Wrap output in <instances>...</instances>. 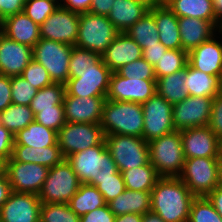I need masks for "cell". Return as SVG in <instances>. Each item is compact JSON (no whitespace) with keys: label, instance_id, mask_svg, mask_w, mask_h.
Here are the masks:
<instances>
[{"label":"cell","instance_id":"1","mask_svg":"<svg viewBox=\"0 0 222 222\" xmlns=\"http://www.w3.org/2000/svg\"><path fill=\"white\" fill-rule=\"evenodd\" d=\"M194 198L179 177H160L151 190V212L165 222H188Z\"/></svg>","mask_w":222,"mask_h":222},{"label":"cell","instance_id":"2","mask_svg":"<svg viewBox=\"0 0 222 222\" xmlns=\"http://www.w3.org/2000/svg\"><path fill=\"white\" fill-rule=\"evenodd\" d=\"M67 161L81 184L97 186L101 180L114 178L119 170L106 145H96L68 156Z\"/></svg>","mask_w":222,"mask_h":222},{"label":"cell","instance_id":"3","mask_svg":"<svg viewBox=\"0 0 222 222\" xmlns=\"http://www.w3.org/2000/svg\"><path fill=\"white\" fill-rule=\"evenodd\" d=\"M100 126L106 135L120 134L143 138L142 104L106 99Z\"/></svg>","mask_w":222,"mask_h":222},{"label":"cell","instance_id":"4","mask_svg":"<svg viewBox=\"0 0 222 222\" xmlns=\"http://www.w3.org/2000/svg\"><path fill=\"white\" fill-rule=\"evenodd\" d=\"M149 162L159 177H180L185 162L181 132L171 133L148 142Z\"/></svg>","mask_w":222,"mask_h":222},{"label":"cell","instance_id":"5","mask_svg":"<svg viewBox=\"0 0 222 222\" xmlns=\"http://www.w3.org/2000/svg\"><path fill=\"white\" fill-rule=\"evenodd\" d=\"M119 33L107 16L81 13L75 46L102 55Z\"/></svg>","mask_w":222,"mask_h":222},{"label":"cell","instance_id":"6","mask_svg":"<svg viewBox=\"0 0 222 222\" xmlns=\"http://www.w3.org/2000/svg\"><path fill=\"white\" fill-rule=\"evenodd\" d=\"M105 144L120 172L149 162L148 142L142 137L108 134Z\"/></svg>","mask_w":222,"mask_h":222},{"label":"cell","instance_id":"7","mask_svg":"<svg viewBox=\"0 0 222 222\" xmlns=\"http://www.w3.org/2000/svg\"><path fill=\"white\" fill-rule=\"evenodd\" d=\"M78 176L71 164L64 159L49 168L47 178L42 185L38 197L44 203H68L80 186Z\"/></svg>","mask_w":222,"mask_h":222},{"label":"cell","instance_id":"8","mask_svg":"<svg viewBox=\"0 0 222 222\" xmlns=\"http://www.w3.org/2000/svg\"><path fill=\"white\" fill-rule=\"evenodd\" d=\"M58 145L66 159L73 153L96 145H106V134L100 124L66 122L57 132Z\"/></svg>","mask_w":222,"mask_h":222},{"label":"cell","instance_id":"9","mask_svg":"<svg viewBox=\"0 0 222 222\" xmlns=\"http://www.w3.org/2000/svg\"><path fill=\"white\" fill-rule=\"evenodd\" d=\"M73 46L40 38L32 48L33 59L49 73L53 83L66 84L69 79V60Z\"/></svg>","mask_w":222,"mask_h":222},{"label":"cell","instance_id":"10","mask_svg":"<svg viewBox=\"0 0 222 222\" xmlns=\"http://www.w3.org/2000/svg\"><path fill=\"white\" fill-rule=\"evenodd\" d=\"M218 157L185 159L181 181L195 197L207 196L218 186Z\"/></svg>","mask_w":222,"mask_h":222},{"label":"cell","instance_id":"11","mask_svg":"<svg viewBox=\"0 0 222 222\" xmlns=\"http://www.w3.org/2000/svg\"><path fill=\"white\" fill-rule=\"evenodd\" d=\"M112 71L102 59L92 69L77 72V78H69L65 84V95L74 97H106Z\"/></svg>","mask_w":222,"mask_h":222},{"label":"cell","instance_id":"12","mask_svg":"<svg viewBox=\"0 0 222 222\" xmlns=\"http://www.w3.org/2000/svg\"><path fill=\"white\" fill-rule=\"evenodd\" d=\"M144 115L143 138L149 142L175 130L173 105L155 93L142 104Z\"/></svg>","mask_w":222,"mask_h":222},{"label":"cell","instance_id":"13","mask_svg":"<svg viewBox=\"0 0 222 222\" xmlns=\"http://www.w3.org/2000/svg\"><path fill=\"white\" fill-rule=\"evenodd\" d=\"M3 171L13 192L38 195L47 178L49 168L36 163L7 161L3 164Z\"/></svg>","mask_w":222,"mask_h":222},{"label":"cell","instance_id":"14","mask_svg":"<svg viewBox=\"0 0 222 222\" xmlns=\"http://www.w3.org/2000/svg\"><path fill=\"white\" fill-rule=\"evenodd\" d=\"M211 97L188 96L173 105L172 117L175 130L208 126L211 116Z\"/></svg>","mask_w":222,"mask_h":222},{"label":"cell","instance_id":"15","mask_svg":"<svg viewBox=\"0 0 222 222\" xmlns=\"http://www.w3.org/2000/svg\"><path fill=\"white\" fill-rule=\"evenodd\" d=\"M80 14L61 6L40 25V38L75 46Z\"/></svg>","mask_w":222,"mask_h":222},{"label":"cell","instance_id":"16","mask_svg":"<svg viewBox=\"0 0 222 222\" xmlns=\"http://www.w3.org/2000/svg\"><path fill=\"white\" fill-rule=\"evenodd\" d=\"M155 93L156 80L129 79L112 72L106 99L143 104Z\"/></svg>","mask_w":222,"mask_h":222},{"label":"cell","instance_id":"17","mask_svg":"<svg viewBox=\"0 0 222 222\" xmlns=\"http://www.w3.org/2000/svg\"><path fill=\"white\" fill-rule=\"evenodd\" d=\"M41 206L38 195L12 191L0 208V222H40Z\"/></svg>","mask_w":222,"mask_h":222},{"label":"cell","instance_id":"18","mask_svg":"<svg viewBox=\"0 0 222 222\" xmlns=\"http://www.w3.org/2000/svg\"><path fill=\"white\" fill-rule=\"evenodd\" d=\"M185 159L218 157L219 138L208 127H194L180 131Z\"/></svg>","mask_w":222,"mask_h":222},{"label":"cell","instance_id":"19","mask_svg":"<svg viewBox=\"0 0 222 222\" xmlns=\"http://www.w3.org/2000/svg\"><path fill=\"white\" fill-rule=\"evenodd\" d=\"M106 97H74L64 95L65 121L100 124Z\"/></svg>","mask_w":222,"mask_h":222},{"label":"cell","instance_id":"20","mask_svg":"<svg viewBox=\"0 0 222 222\" xmlns=\"http://www.w3.org/2000/svg\"><path fill=\"white\" fill-rule=\"evenodd\" d=\"M32 59L31 47L0 34V75L21 76Z\"/></svg>","mask_w":222,"mask_h":222},{"label":"cell","instance_id":"21","mask_svg":"<svg viewBox=\"0 0 222 222\" xmlns=\"http://www.w3.org/2000/svg\"><path fill=\"white\" fill-rule=\"evenodd\" d=\"M141 47L125 32L119 33L101 55L103 63L112 71H118L125 64L142 57Z\"/></svg>","mask_w":222,"mask_h":222},{"label":"cell","instance_id":"22","mask_svg":"<svg viewBox=\"0 0 222 222\" xmlns=\"http://www.w3.org/2000/svg\"><path fill=\"white\" fill-rule=\"evenodd\" d=\"M213 36L188 52V63L209 75L222 77V41Z\"/></svg>","mask_w":222,"mask_h":222},{"label":"cell","instance_id":"23","mask_svg":"<svg viewBox=\"0 0 222 222\" xmlns=\"http://www.w3.org/2000/svg\"><path fill=\"white\" fill-rule=\"evenodd\" d=\"M217 21L178 17L181 49L187 52L210 40L216 33Z\"/></svg>","mask_w":222,"mask_h":222},{"label":"cell","instance_id":"24","mask_svg":"<svg viewBox=\"0 0 222 222\" xmlns=\"http://www.w3.org/2000/svg\"><path fill=\"white\" fill-rule=\"evenodd\" d=\"M2 34L33 48L40 40V26L21 12L3 19Z\"/></svg>","mask_w":222,"mask_h":222},{"label":"cell","instance_id":"25","mask_svg":"<svg viewBox=\"0 0 222 222\" xmlns=\"http://www.w3.org/2000/svg\"><path fill=\"white\" fill-rule=\"evenodd\" d=\"M150 7L151 3L145 0H114L107 17L122 33L140 20L150 10Z\"/></svg>","mask_w":222,"mask_h":222},{"label":"cell","instance_id":"26","mask_svg":"<svg viewBox=\"0 0 222 222\" xmlns=\"http://www.w3.org/2000/svg\"><path fill=\"white\" fill-rule=\"evenodd\" d=\"M59 145H52L42 148H34L27 145H14L12 156L8 161L21 163H36L52 168L64 160Z\"/></svg>","mask_w":222,"mask_h":222},{"label":"cell","instance_id":"27","mask_svg":"<svg viewBox=\"0 0 222 222\" xmlns=\"http://www.w3.org/2000/svg\"><path fill=\"white\" fill-rule=\"evenodd\" d=\"M107 205L115 216L127 213L143 215L151 211V192L125 189Z\"/></svg>","mask_w":222,"mask_h":222},{"label":"cell","instance_id":"28","mask_svg":"<svg viewBox=\"0 0 222 222\" xmlns=\"http://www.w3.org/2000/svg\"><path fill=\"white\" fill-rule=\"evenodd\" d=\"M154 20L160 43L167 49H181L178 17L168 6H154Z\"/></svg>","mask_w":222,"mask_h":222},{"label":"cell","instance_id":"29","mask_svg":"<svg viewBox=\"0 0 222 222\" xmlns=\"http://www.w3.org/2000/svg\"><path fill=\"white\" fill-rule=\"evenodd\" d=\"M185 86L189 96L215 98L221 92V77L206 74L187 63Z\"/></svg>","mask_w":222,"mask_h":222},{"label":"cell","instance_id":"30","mask_svg":"<svg viewBox=\"0 0 222 222\" xmlns=\"http://www.w3.org/2000/svg\"><path fill=\"white\" fill-rule=\"evenodd\" d=\"M57 132L36 122H31L26 128L14 135V145H27L42 148L58 145Z\"/></svg>","mask_w":222,"mask_h":222},{"label":"cell","instance_id":"31","mask_svg":"<svg viewBox=\"0 0 222 222\" xmlns=\"http://www.w3.org/2000/svg\"><path fill=\"white\" fill-rule=\"evenodd\" d=\"M185 80L186 67L181 71L162 76L156 79V93L172 105L180 103L189 96Z\"/></svg>","mask_w":222,"mask_h":222},{"label":"cell","instance_id":"32","mask_svg":"<svg viewBox=\"0 0 222 222\" xmlns=\"http://www.w3.org/2000/svg\"><path fill=\"white\" fill-rule=\"evenodd\" d=\"M125 34L132 38L142 50L152 45H160L159 33L154 20V6L151 5L150 10L125 31Z\"/></svg>","mask_w":222,"mask_h":222},{"label":"cell","instance_id":"33","mask_svg":"<svg viewBox=\"0 0 222 222\" xmlns=\"http://www.w3.org/2000/svg\"><path fill=\"white\" fill-rule=\"evenodd\" d=\"M168 8L177 17L198 18L206 21H217L213 0H174Z\"/></svg>","mask_w":222,"mask_h":222},{"label":"cell","instance_id":"34","mask_svg":"<svg viewBox=\"0 0 222 222\" xmlns=\"http://www.w3.org/2000/svg\"><path fill=\"white\" fill-rule=\"evenodd\" d=\"M105 199L96 186L80 184L68 205L79 217L106 205Z\"/></svg>","mask_w":222,"mask_h":222},{"label":"cell","instance_id":"35","mask_svg":"<svg viewBox=\"0 0 222 222\" xmlns=\"http://www.w3.org/2000/svg\"><path fill=\"white\" fill-rule=\"evenodd\" d=\"M121 173L125 183V188L129 190L151 192L157 180L160 178L150 162L146 165L131 168Z\"/></svg>","mask_w":222,"mask_h":222},{"label":"cell","instance_id":"36","mask_svg":"<svg viewBox=\"0 0 222 222\" xmlns=\"http://www.w3.org/2000/svg\"><path fill=\"white\" fill-rule=\"evenodd\" d=\"M34 121V114L30 106L11 103L0 112V124L13 135L26 128Z\"/></svg>","mask_w":222,"mask_h":222},{"label":"cell","instance_id":"37","mask_svg":"<svg viewBox=\"0 0 222 222\" xmlns=\"http://www.w3.org/2000/svg\"><path fill=\"white\" fill-rule=\"evenodd\" d=\"M64 95L65 85L61 83H53L38 90L30 104L34 116L42 110L54 109L55 105H63Z\"/></svg>","mask_w":222,"mask_h":222},{"label":"cell","instance_id":"38","mask_svg":"<svg viewBox=\"0 0 222 222\" xmlns=\"http://www.w3.org/2000/svg\"><path fill=\"white\" fill-rule=\"evenodd\" d=\"M188 63V52L182 49H168L155 65L156 78L167 76L185 69Z\"/></svg>","mask_w":222,"mask_h":222},{"label":"cell","instance_id":"39","mask_svg":"<svg viewBox=\"0 0 222 222\" xmlns=\"http://www.w3.org/2000/svg\"><path fill=\"white\" fill-rule=\"evenodd\" d=\"M100 60V54L73 46L69 60V78H77V72L94 68Z\"/></svg>","mask_w":222,"mask_h":222},{"label":"cell","instance_id":"40","mask_svg":"<svg viewBox=\"0 0 222 222\" xmlns=\"http://www.w3.org/2000/svg\"><path fill=\"white\" fill-rule=\"evenodd\" d=\"M79 216L68 203H44L40 210V222H79Z\"/></svg>","mask_w":222,"mask_h":222},{"label":"cell","instance_id":"41","mask_svg":"<svg viewBox=\"0 0 222 222\" xmlns=\"http://www.w3.org/2000/svg\"><path fill=\"white\" fill-rule=\"evenodd\" d=\"M188 222H222V217L208 198L201 196L192 200Z\"/></svg>","mask_w":222,"mask_h":222},{"label":"cell","instance_id":"42","mask_svg":"<svg viewBox=\"0 0 222 222\" xmlns=\"http://www.w3.org/2000/svg\"><path fill=\"white\" fill-rule=\"evenodd\" d=\"M58 6L55 0H24L23 12L40 26Z\"/></svg>","mask_w":222,"mask_h":222},{"label":"cell","instance_id":"43","mask_svg":"<svg viewBox=\"0 0 222 222\" xmlns=\"http://www.w3.org/2000/svg\"><path fill=\"white\" fill-rule=\"evenodd\" d=\"M120 76L125 78L137 80H156V75L154 67L149 64L143 57L134 62L125 64L118 71H116Z\"/></svg>","mask_w":222,"mask_h":222},{"label":"cell","instance_id":"44","mask_svg":"<svg viewBox=\"0 0 222 222\" xmlns=\"http://www.w3.org/2000/svg\"><path fill=\"white\" fill-rule=\"evenodd\" d=\"M21 77L37 90L53 84L48 71L34 59L23 70Z\"/></svg>","mask_w":222,"mask_h":222},{"label":"cell","instance_id":"45","mask_svg":"<svg viewBox=\"0 0 222 222\" xmlns=\"http://www.w3.org/2000/svg\"><path fill=\"white\" fill-rule=\"evenodd\" d=\"M37 89L21 76L11 77V94L13 104L30 106L32 99L37 94Z\"/></svg>","mask_w":222,"mask_h":222},{"label":"cell","instance_id":"46","mask_svg":"<svg viewBox=\"0 0 222 222\" xmlns=\"http://www.w3.org/2000/svg\"><path fill=\"white\" fill-rule=\"evenodd\" d=\"M64 105H55L54 109H47L38 112L34 120L56 132L66 123Z\"/></svg>","mask_w":222,"mask_h":222},{"label":"cell","instance_id":"47","mask_svg":"<svg viewBox=\"0 0 222 222\" xmlns=\"http://www.w3.org/2000/svg\"><path fill=\"white\" fill-rule=\"evenodd\" d=\"M96 187L103 195L106 203L116 198L126 189L122 173L120 171L114 174V178L101 180Z\"/></svg>","mask_w":222,"mask_h":222},{"label":"cell","instance_id":"48","mask_svg":"<svg viewBox=\"0 0 222 222\" xmlns=\"http://www.w3.org/2000/svg\"><path fill=\"white\" fill-rule=\"evenodd\" d=\"M208 127L220 138L222 136V93L220 92L212 102L211 116Z\"/></svg>","mask_w":222,"mask_h":222},{"label":"cell","instance_id":"49","mask_svg":"<svg viewBox=\"0 0 222 222\" xmlns=\"http://www.w3.org/2000/svg\"><path fill=\"white\" fill-rule=\"evenodd\" d=\"M14 135L0 124V163L3 165L12 156Z\"/></svg>","mask_w":222,"mask_h":222},{"label":"cell","instance_id":"50","mask_svg":"<svg viewBox=\"0 0 222 222\" xmlns=\"http://www.w3.org/2000/svg\"><path fill=\"white\" fill-rule=\"evenodd\" d=\"M116 216L109 209L108 205L99 207L83 216H80L79 222H114Z\"/></svg>","mask_w":222,"mask_h":222},{"label":"cell","instance_id":"51","mask_svg":"<svg viewBox=\"0 0 222 222\" xmlns=\"http://www.w3.org/2000/svg\"><path fill=\"white\" fill-rule=\"evenodd\" d=\"M12 103L11 77L0 75V112Z\"/></svg>","mask_w":222,"mask_h":222},{"label":"cell","instance_id":"52","mask_svg":"<svg viewBox=\"0 0 222 222\" xmlns=\"http://www.w3.org/2000/svg\"><path fill=\"white\" fill-rule=\"evenodd\" d=\"M24 0H0V17L5 19L8 16L23 12Z\"/></svg>","mask_w":222,"mask_h":222},{"label":"cell","instance_id":"53","mask_svg":"<svg viewBox=\"0 0 222 222\" xmlns=\"http://www.w3.org/2000/svg\"><path fill=\"white\" fill-rule=\"evenodd\" d=\"M167 48L162 44L152 45L142 50V57L153 67L159 62L160 58L167 52Z\"/></svg>","mask_w":222,"mask_h":222},{"label":"cell","instance_id":"54","mask_svg":"<svg viewBox=\"0 0 222 222\" xmlns=\"http://www.w3.org/2000/svg\"><path fill=\"white\" fill-rule=\"evenodd\" d=\"M92 0H60L59 6L76 13H87Z\"/></svg>","mask_w":222,"mask_h":222},{"label":"cell","instance_id":"55","mask_svg":"<svg viewBox=\"0 0 222 222\" xmlns=\"http://www.w3.org/2000/svg\"><path fill=\"white\" fill-rule=\"evenodd\" d=\"M113 3L114 0H92L89 12L102 16H108Z\"/></svg>","mask_w":222,"mask_h":222},{"label":"cell","instance_id":"56","mask_svg":"<svg viewBox=\"0 0 222 222\" xmlns=\"http://www.w3.org/2000/svg\"><path fill=\"white\" fill-rule=\"evenodd\" d=\"M11 186L8 182V178L3 171H0V208L8 200L9 195L11 194Z\"/></svg>","mask_w":222,"mask_h":222},{"label":"cell","instance_id":"57","mask_svg":"<svg viewBox=\"0 0 222 222\" xmlns=\"http://www.w3.org/2000/svg\"><path fill=\"white\" fill-rule=\"evenodd\" d=\"M206 197L212 203V205L215 208V210L222 217V187L221 186H217Z\"/></svg>","mask_w":222,"mask_h":222},{"label":"cell","instance_id":"58","mask_svg":"<svg viewBox=\"0 0 222 222\" xmlns=\"http://www.w3.org/2000/svg\"><path fill=\"white\" fill-rule=\"evenodd\" d=\"M114 222H142V215L135 213H127L118 215Z\"/></svg>","mask_w":222,"mask_h":222},{"label":"cell","instance_id":"59","mask_svg":"<svg viewBox=\"0 0 222 222\" xmlns=\"http://www.w3.org/2000/svg\"><path fill=\"white\" fill-rule=\"evenodd\" d=\"M142 222H165V221L159 215L150 211L142 215Z\"/></svg>","mask_w":222,"mask_h":222},{"label":"cell","instance_id":"60","mask_svg":"<svg viewBox=\"0 0 222 222\" xmlns=\"http://www.w3.org/2000/svg\"><path fill=\"white\" fill-rule=\"evenodd\" d=\"M213 7L218 18L222 14V0H213Z\"/></svg>","mask_w":222,"mask_h":222},{"label":"cell","instance_id":"61","mask_svg":"<svg viewBox=\"0 0 222 222\" xmlns=\"http://www.w3.org/2000/svg\"><path fill=\"white\" fill-rule=\"evenodd\" d=\"M174 0H152L153 6H168Z\"/></svg>","mask_w":222,"mask_h":222},{"label":"cell","instance_id":"62","mask_svg":"<svg viewBox=\"0 0 222 222\" xmlns=\"http://www.w3.org/2000/svg\"><path fill=\"white\" fill-rule=\"evenodd\" d=\"M218 186L222 187V159L218 163Z\"/></svg>","mask_w":222,"mask_h":222},{"label":"cell","instance_id":"63","mask_svg":"<svg viewBox=\"0 0 222 222\" xmlns=\"http://www.w3.org/2000/svg\"><path fill=\"white\" fill-rule=\"evenodd\" d=\"M216 30L218 31V33L222 34V14L217 19Z\"/></svg>","mask_w":222,"mask_h":222},{"label":"cell","instance_id":"64","mask_svg":"<svg viewBox=\"0 0 222 222\" xmlns=\"http://www.w3.org/2000/svg\"><path fill=\"white\" fill-rule=\"evenodd\" d=\"M218 159H222V136L219 138Z\"/></svg>","mask_w":222,"mask_h":222},{"label":"cell","instance_id":"65","mask_svg":"<svg viewBox=\"0 0 222 222\" xmlns=\"http://www.w3.org/2000/svg\"><path fill=\"white\" fill-rule=\"evenodd\" d=\"M3 19L0 17V34H2Z\"/></svg>","mask_w":222,"mask_h":222},{"label":"cell","instance_id":"66","mask_svg":"<svg viewBox=\"0 0 222 222\" xmlns=\"http://www.w3.org/2000/svg\"><path fill=\"white\" fill-rule=\"evenodd\" d=\"M3 169V165L0 163V171Z\"/></svg>","mask_w":222,"mask_h":222}]
</instances>
